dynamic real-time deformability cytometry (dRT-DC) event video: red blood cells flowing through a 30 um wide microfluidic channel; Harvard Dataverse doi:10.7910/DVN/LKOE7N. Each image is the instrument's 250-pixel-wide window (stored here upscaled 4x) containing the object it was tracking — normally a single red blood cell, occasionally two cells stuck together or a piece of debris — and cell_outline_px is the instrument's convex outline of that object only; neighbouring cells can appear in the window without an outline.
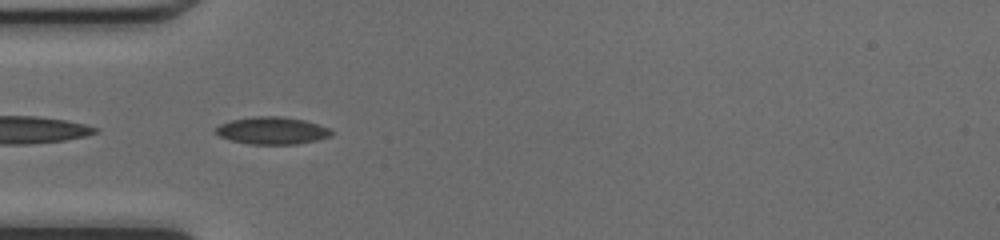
{"species": "common noctule bat (a hibernating species)", "species_latin": "Nyctalus noctula", "temperature_condition": "cold", "stored_images_in_passage": 34, "camera_frame_rate_fps": 3000, "um_per_image_px": 0.085, "animal": {"sex": "female", "body_mass_g": 17.0, "forearm_length_mm": 48.0}, "frame": {"image": 1, "passage_image": 1, "time_ms": 0.0, "image_size_px": [1000, 240], "cell_outline_px": [[332, 132], [328, 136], [316, 140], [296, 144], [248, 144], [232, 140], [220, 136], [212, 132], [212, 128], [220, 124], [232, 120], [256, 116], [280, 116], [304, 120], [328, 128]], "centroid_in_image_um": [23.04, 11.1], "position_along_channel_um": 62.0, "area_um2": 18.26}}
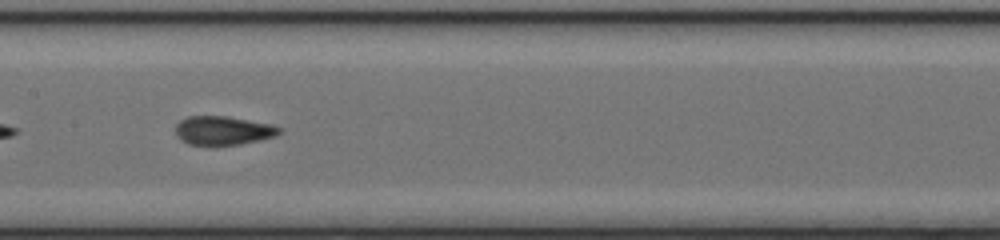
{"frame": {"image": 2, "passage_image": 10, "time_ms": 3.0, "image_size_px": [1000, 240], "cell_outline_px": [[280, 132], [276, 136], [240, 144], [212, 148], [188, 144], [180, 140], [176, 136], [176, 124], [180, 120], [188, 116], [228, 116], [272, 124], [280, 128]], "centroid_in_image_um": [18.91, 11.13], "position_along_channel_um": 188.5, "area_um2": 18.03}}
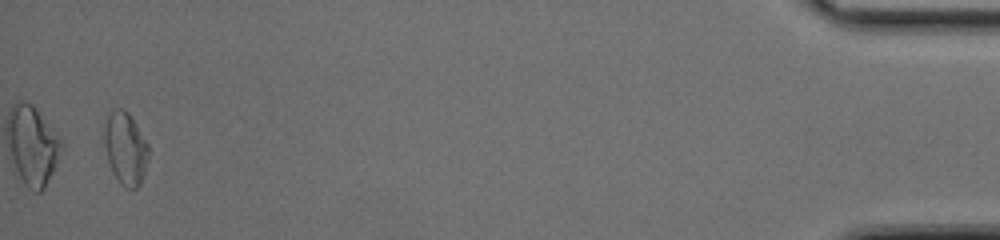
{"frame": {"image": 3, "passage_image": 33, "time_ms": 10.667, "image_size_px": [1000, 240], "cell_outline_px": [[148, 156], [144, 172], [140, 184], [136, 188], [124, 188], [120, 184], [112, 172], [108, 160], [104, 144], [104, 132], [108, 112], [116, 108], [124, 108], [128, 112], [148, 144]], "centroid_in_image_um": [10.65, 12.61], "position_along_channel_um": 424.6, "area_um2": 18.61}, "authors_computed_cell_mechanics": {"area_um2": 17.5712, "velocity_mm_per_s": 4.2549, "shape_relaxation_time_tau1_ms": null, "shape_relaxation_time_tau2_ms": 1.2915, "deformation_change_tau1": null, "deformation_change_tau2": 0.0729}}